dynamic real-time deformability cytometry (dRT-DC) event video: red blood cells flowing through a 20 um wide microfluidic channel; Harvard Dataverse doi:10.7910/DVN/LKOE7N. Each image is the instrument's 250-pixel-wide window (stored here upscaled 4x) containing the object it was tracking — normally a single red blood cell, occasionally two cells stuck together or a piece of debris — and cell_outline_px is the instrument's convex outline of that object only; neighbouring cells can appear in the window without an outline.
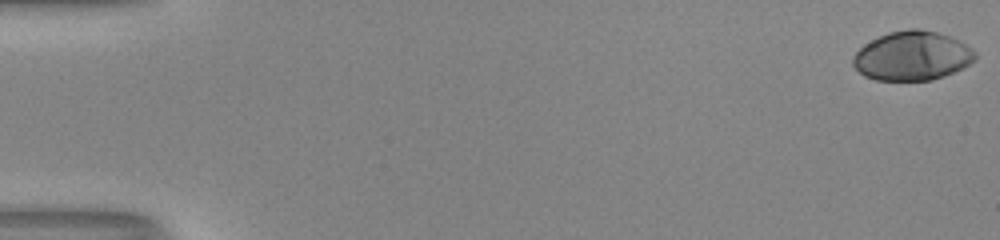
{"species": "human", "species_latin": "Homo sapiens", "temperature_condition": "room temperature", "stored_images_in_passage": 53, "camera_frame_rate_fps": 3000, "um_per_image_px": 0.085, "donor": {"sex": "male"}, "frame": {"image": 1, "passage_image": 1, "time_ms": 0.0, "image_size_px": [1000, 240], "cell_outline_px": [[976, 60], [944, 76], [932, 80], [876, 80], [864, 76], [852, 64], [852, 56], [864, 44], [888, 32], [908, 28], [920, 28], [936, 32], [948, 36], [968, 44], [976, 52]], "centroid_in_image_um": [77.53, 4.74], "position_along_channel_um": 7.5, "area_um2": 35.03}}
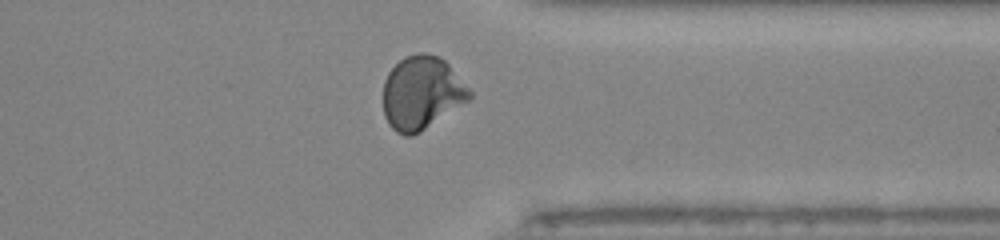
{"frame": {"image": 2, "passage_image": 43, "time_ms": 14.0, "image_size_px": [1000, 240], "cell_outline_px": [[472, 96], [468, 100], [420, 132], [412, 136], [404, 136], [396, 132], [388, 124], [384, 116], [384, 80], [388, 72], [404, 56], [416, 52], [424, 52], [440, 56], [448, 64], [472, 92]], "centroid_in_image_um": [35.82, 7.88], "position_along_channel_um": 375.6, "area_um2": 36.76}}
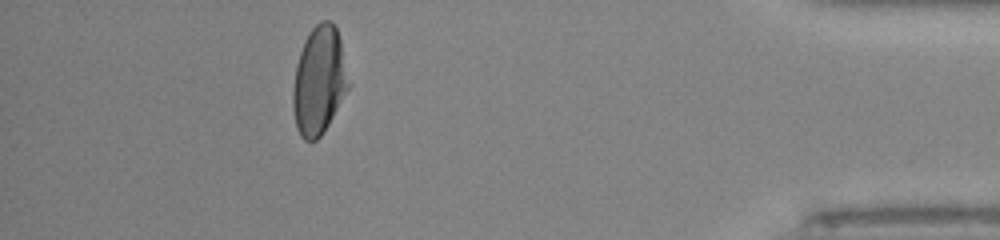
{"frame": {"image": 3, "passage_image": 49, "time_ms": 16.0, "image_size_px": [1000, 240], "cell_outline_px": [[348, 88], [324, 132], [316, 140], [304, 140], [300, 136], [296, 128], [292, 108], [292, 92], [296, 64], [304, 40], [312, 28], [320, 20], [328, 20], [336, 28], [340, 40], [348, 84]], "centroid_in_image_um": [27.07, 6.88], "position_along_channel_um": 408.1, "area_um2": 34.56}}